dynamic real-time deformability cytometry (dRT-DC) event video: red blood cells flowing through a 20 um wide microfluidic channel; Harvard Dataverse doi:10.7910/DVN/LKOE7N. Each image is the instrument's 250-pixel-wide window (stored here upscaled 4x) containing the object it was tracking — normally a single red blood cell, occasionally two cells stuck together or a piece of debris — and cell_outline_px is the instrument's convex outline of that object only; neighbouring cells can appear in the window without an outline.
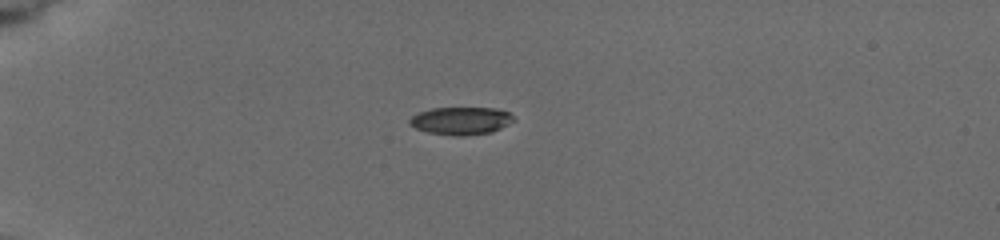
{"species": "common noctule bat (a hibernating species)", "species_latin": "Nyctalus noctula", "temperature_condition": "cold", "stored_images_in_passage": 7, "camera_frame_rate_fps": 3000, "um_per_image_px": 0.085, "animal": {"sex": "female", "body_mass_g": 19.5, "forearm_length_mm": 54.1}, "frame": {"image": 1, "passage_image": 6, "time_ms": 4.333, "image_size_px": [1000, 240], "cell_outline_px": [[516, 120], [492, 132], [464, 136], [452, 136], [428, 132], [416, 128], [408, 124], [408, 120], [412, 116], [420, 112], [432, 108], [496, 108], [508, 112]], "centroid_in_image_um": [39.17, 10.27], "position_along_channel_um": 45.8, "area_um2": 16.82}}